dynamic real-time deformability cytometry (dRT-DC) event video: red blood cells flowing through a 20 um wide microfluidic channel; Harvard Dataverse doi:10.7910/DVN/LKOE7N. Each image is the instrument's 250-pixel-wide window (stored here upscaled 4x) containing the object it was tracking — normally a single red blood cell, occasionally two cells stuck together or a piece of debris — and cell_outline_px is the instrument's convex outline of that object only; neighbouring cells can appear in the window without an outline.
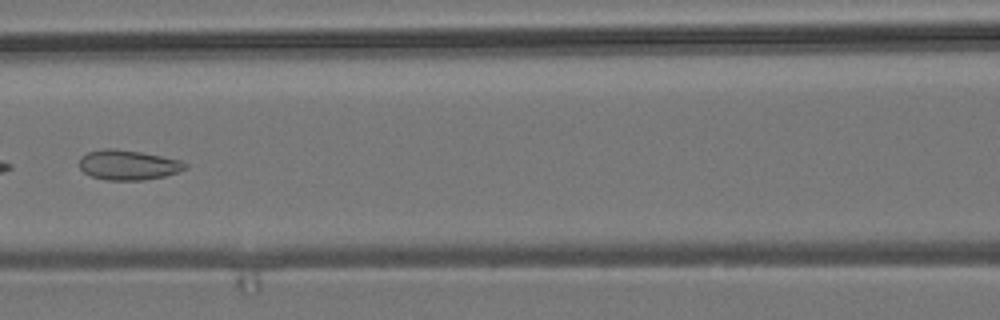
{"species": "common noctule bat (a hibernating species)", "species_latin": "Nyctalus noctula", "temperature_condition": "room temperature", "stored_images_in_passage": 8, "camera_frame_rate_fps": 3000, "um_per_image_px": 0.085, "animal": {"sex": "male", "body_mass_g": 19.2, "forearm_length_mm": 51.8}, "frame": {"image": 1, "passage_image": 4, "time_ms": 3.667, "image_size_px": [1000, 320], "cell_outline_px": [[188, 168], [164, 176], [144, 180], [108, 180], [92, 176], [84, 172], [80, 168], [80, 156], [88, 152], [104, 148], [116, 148], [140, 152], [180, 160], [188, 164]], "centroid_in_image_um": [10.89, 14.01], "position_along_channel_um": 155.7, "area_um2": 18.38}}
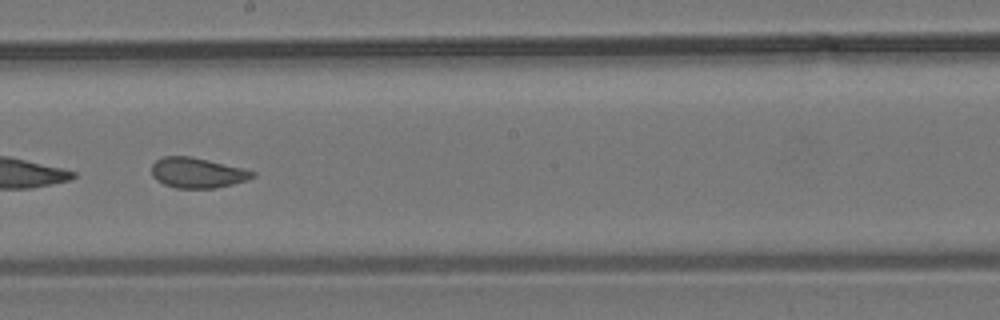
{"frame": {"image": 2, "passage_image": 6, "time_ms": 5.667, "image_size_px": [1000, 320], "cell_outline_px": [[256, 176], [248, 180], [216, 188], [176, 188], [164, 184], [156, 180], [152, 176], [152, 164], [156, 160], [164, 156], [192, 156], [244, 168], [256, 172]], "centroid_in_image_um": [16.79, 14.68], "position_along_channel_um": 231.4, "area_um2": 17.98}}
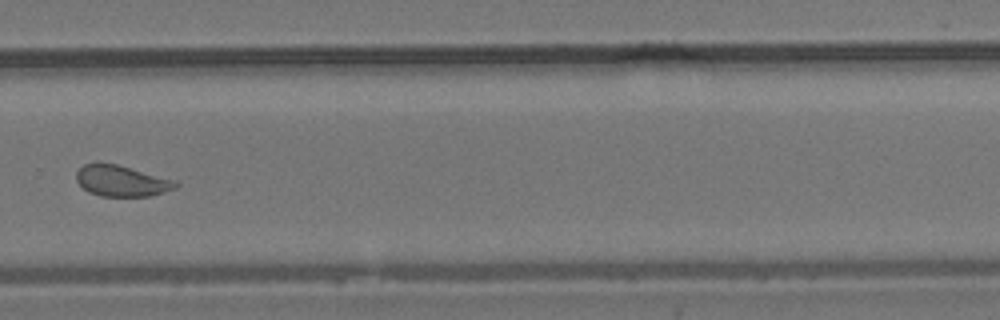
{"frame": {"image": 3, "passage_image": 8, "time_ms": 8.0, "image_size_px": [1000, 320], "cell_outline_px": [[180, 184], [176, 188], [164, 192], [148, 196], [100, 196], [88, 192], [76, 180], [76, 172], [84, 164], [96, 160], [116, 164], [176, 180]], "centroid_in_image_um": [10.31, 15.35], "position_along_channel_um": 319.5, "area_um2": 18.21}}